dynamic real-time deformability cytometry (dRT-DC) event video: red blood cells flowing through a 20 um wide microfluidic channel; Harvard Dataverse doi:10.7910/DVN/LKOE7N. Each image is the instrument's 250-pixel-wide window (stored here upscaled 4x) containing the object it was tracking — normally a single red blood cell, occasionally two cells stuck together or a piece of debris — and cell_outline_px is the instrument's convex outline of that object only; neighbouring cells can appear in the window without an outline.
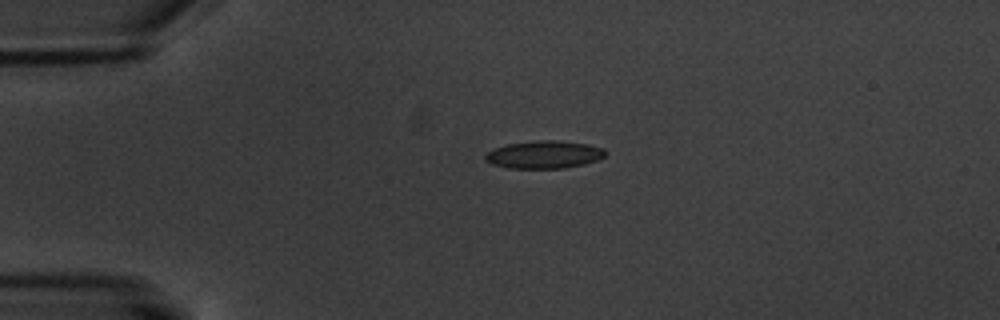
{"species": "common noctule bat (a hibernating species)", "species_latin": "Nyctalus noctula", "temperature_condition": "warm", "stored_images_in_passage": 2, "camera_frame_rate_fps": 3000, "um_per_image_px": 0.085, "animal": {"sex": "male", "body_mass_g": 20.1, "forearm_length_mm": 53.5}, "frame": {"image": 1, "passage_image": 1, "time_ms": 0.0, "image_size_px": [1000, 320], "cell_outline_px": [[608, 152], [604, 156], [596, 160], [584, 164], [564, 168], [508, 168], [492, 164], [484, 160], [484, 156], [488, 152], [496, 148], [508, 144], [544, 140], [560, 140], [588, 144], [604, 148]], "centroid_in_image_um": [46.28, 13.14], "position_along_channel_um": 38.7, "area_um2": 19.31}}